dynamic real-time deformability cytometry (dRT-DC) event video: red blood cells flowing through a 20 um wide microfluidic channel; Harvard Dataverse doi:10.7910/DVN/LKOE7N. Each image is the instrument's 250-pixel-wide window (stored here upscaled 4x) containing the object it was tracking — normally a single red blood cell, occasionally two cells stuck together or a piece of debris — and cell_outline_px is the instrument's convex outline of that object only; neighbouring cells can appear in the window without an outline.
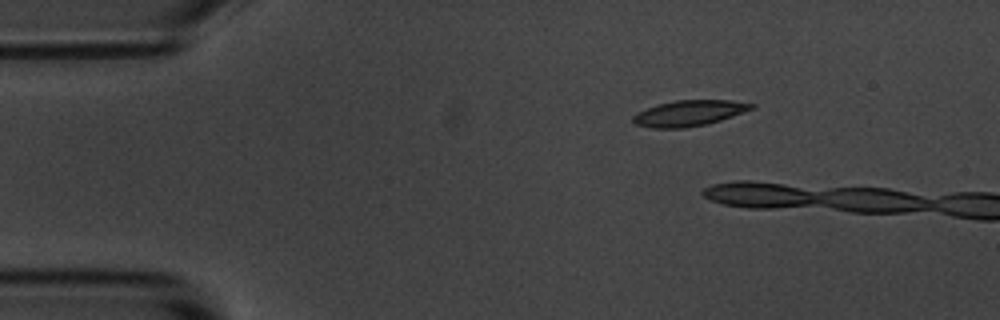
{"species": "common noctule bat (a hibernating species)", "species_latin": "Nyctalus noctula", "temperature_condition": "room temperature", "stored_images_in_passage": 6, "camera_frame_rate_fps": 3000, "um_per_image_px": 0.085, "animal": {"sex": "male", "body_mass_g": 20.1, "forearm_length_mm": 53.5}, "frame": {"image": 1, "passage_image": 2, "time_ms": 0.333, "image_size_px": [1000, 320], "cell_outline_px": [[756, 108], [720, 120], [704, 124], [684, 128], [652, 128], [636, 124], [632, 120], [632, 116], [636, 112], [660, 104], [676, 100], [728, 100], [756, 104]], "centroid_in_image_um": [58.58, 9.61], "position_along_channel_um": 26.4, "area_um2": 17.63}}